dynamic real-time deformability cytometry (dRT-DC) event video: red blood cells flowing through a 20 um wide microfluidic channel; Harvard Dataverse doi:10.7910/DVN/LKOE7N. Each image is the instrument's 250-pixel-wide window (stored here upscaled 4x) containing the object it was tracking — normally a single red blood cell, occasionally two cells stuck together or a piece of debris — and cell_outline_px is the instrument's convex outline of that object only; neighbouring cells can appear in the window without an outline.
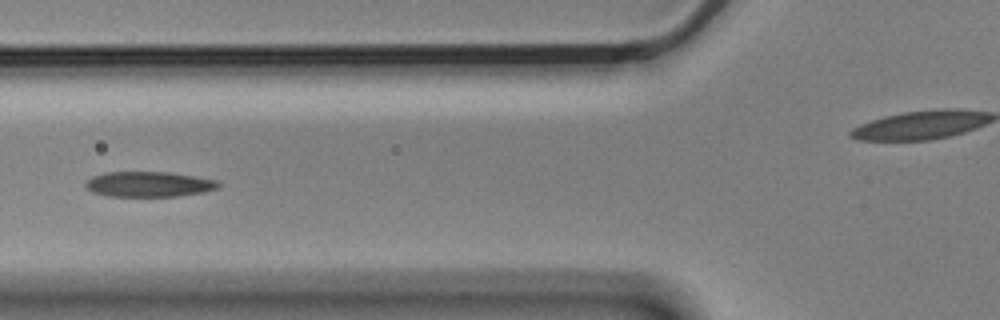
{"species": "Egyptian fruit bat (a non-hibernating species)", "species_latin": "Rousettus aegyptiacus", "temperature_condition": "cold", "stored_images_in_passage": 6, "camera_frame_rate_fps": 3000, "um_per_image_px": 0.085, "animal": {"sex": "male"}, "frame": {"image": 1, "passage_image": 5, "time_ms": 1.333, "image_size_px": [1000, 320], "cell_outline_px": [[220, 188], [204, 192], [180, 196], [108, 196], [92, 192], [84, 184], [84, 180], [92, 176], [104, 172], [168, 172], [220, 180]], "centroid_in_image_um": [12.67, 15.65], "position_along_channel_um": 113.1, "area_um2": 19.83}}
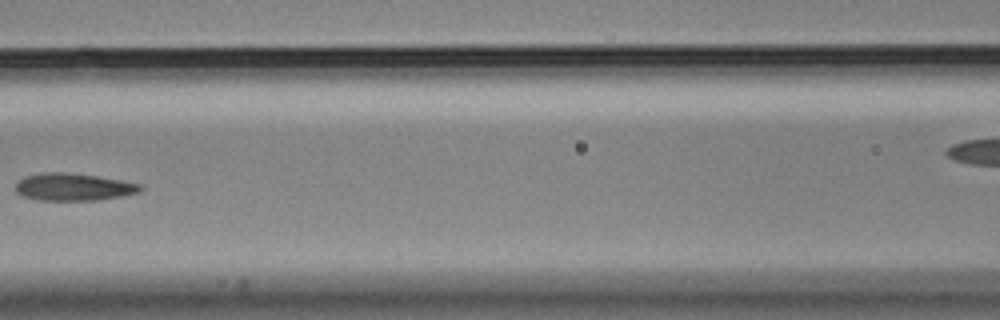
{"frame": {"image": 2, "passage_image": 6, "time_ms": 1.667, "image_size_px": [1000, 320], "cell_outline_px": [[144, 188], [140, 192], [100, 200], [40, 200], [20, 196], [16, 192], [16, 184], [24, 176], [44, 172], [64, 172], [96, 176], [120, 180], [140, 184]], "centroid_in_image_um": [6.22, 15.89], "position_along_channel_um": 160.4, "area_um2": 19.88}}